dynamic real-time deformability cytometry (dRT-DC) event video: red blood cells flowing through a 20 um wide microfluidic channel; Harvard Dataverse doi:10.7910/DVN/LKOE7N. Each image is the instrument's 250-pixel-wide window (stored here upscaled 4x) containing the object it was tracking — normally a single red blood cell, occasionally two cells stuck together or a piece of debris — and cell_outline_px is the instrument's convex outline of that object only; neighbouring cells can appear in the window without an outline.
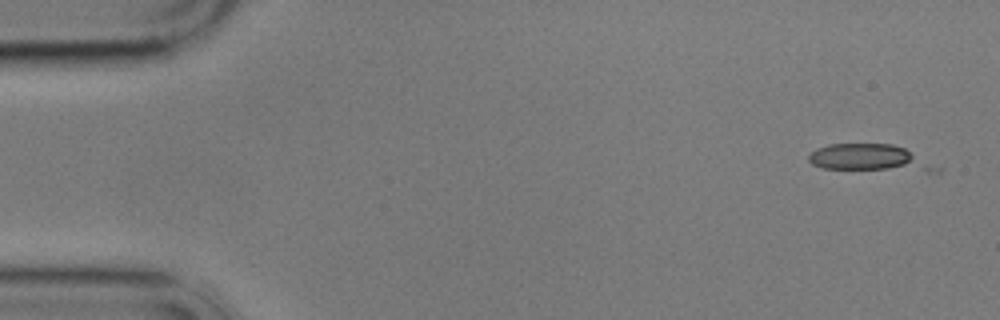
{"species": "common noctule bat (a hibernating species)", "species_latin": "Nyctalus noctula", "temperature_condition": "cold", "stored_images_in_passage": 4, "camera_frame_rate_fps": 3000, "um_per_image_px": 0.085, "animal": {"sex": "male", "body_mass_g": 17.9}, "frame": {"image": 1, "passage_image": 1, "time_ms": 0.0, "image_size_px": [1000, 320], "cell_outline_px": [[944, 168], [940, 172], [928, 172], [824, 168], [812, 164], [808, 160], [808, 156], [816, 148], [828, 144], [892, 144], [904, 148]], "centroid_in_image_um": [74.02, 13.45], "position_along_channel_um": 11.0, "area_um2": 20.29}}
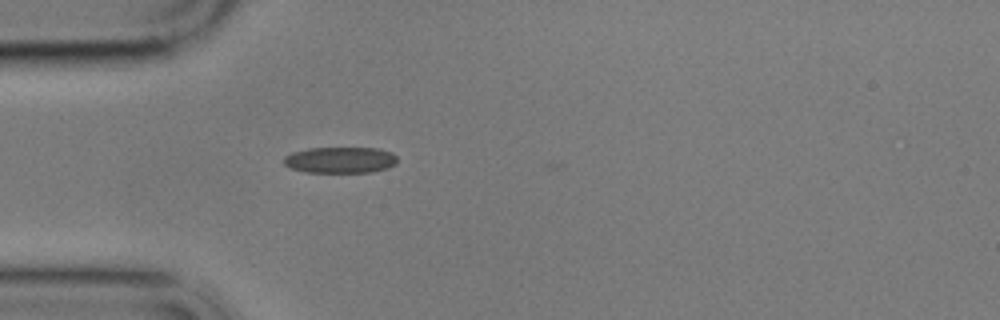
{"frame": {"image": 2, "passage_image": 4, "time_ms": 4.333, "image_size_px": [1000, 320], "cell_outline_px": [[396, 164], [388, 168], [372, 172], [304, 172], [292, 168], [284, 164], [284, 156], [292, 152], [308, 148], [380, 148], [392, 152], [396, 156]], "centroid_in_image_um": [28.94, 13.59], "position_along_channel_um": 56.1, "area_um2": 17.4}}